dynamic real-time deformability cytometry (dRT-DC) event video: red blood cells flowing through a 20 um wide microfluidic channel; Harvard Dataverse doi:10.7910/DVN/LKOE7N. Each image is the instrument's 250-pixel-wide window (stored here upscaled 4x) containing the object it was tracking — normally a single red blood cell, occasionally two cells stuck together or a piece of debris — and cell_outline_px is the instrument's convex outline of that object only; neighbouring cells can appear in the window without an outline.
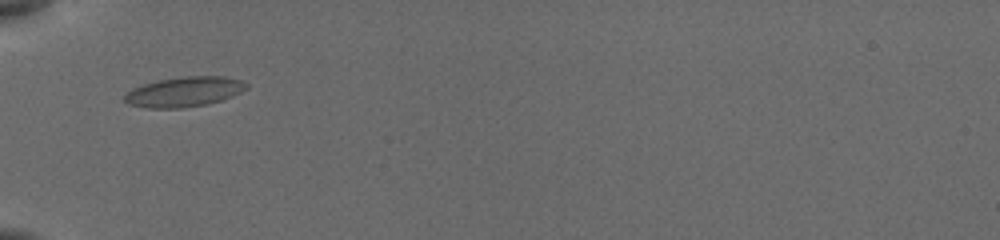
{"species": "common noctule bat (a hibernating species)", "species_latin": "Nyctalus noctula", "temperature_condition": "cold", "stored_images_in_passage": 6, "camera_frame_rate_fps": 3000, "um_per_image_px": 0.085, "animal": {"sex": "female", "body_mass_g": 19.5, "forearm_length_mm": 54.1}, "frame": {"image": 1, "passage_image": 2, "time_ms": 0.667, "image_size_px": [1000, 240], "cell_outline_px": [[248, 88], [232, 96], [208, 104], [180, 108], [148, 108], [128, 104], [124, 100], [124, 96], [132, 88], [156, 80], [184, 76], [224, 76], [240, 80], [248, 84]], "centroid_in_image_um": [15.65, 7.8], "position_along_channel_um": 69.3, "area_um2": 21.27}}
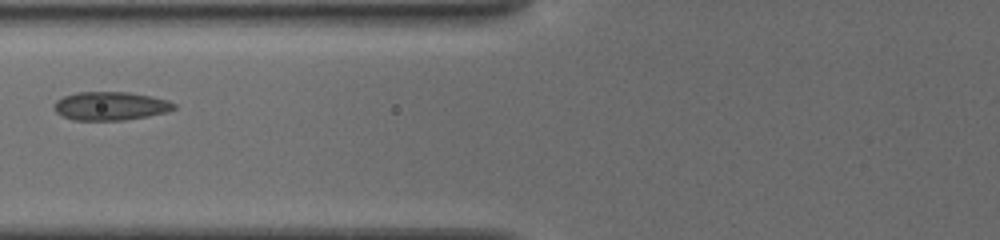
{"frame": {"image": 2, "passage_image": 4, "time_ms": 2.0, "image_size_px": [1000, 240], "cell_outline_px": [[176, 108], [168, 112], [148, 116], [124, 120], [76, 120], [64, 116], [56, 112], [56, 100], [64, 96], [76, 92], [128, 92], [152, 96], [168, 100], [176, 104]], "centroid_in_image_um": [9.45, 9.0], "position_along_channel_um": 116.4, "area_um2": 19.83}}
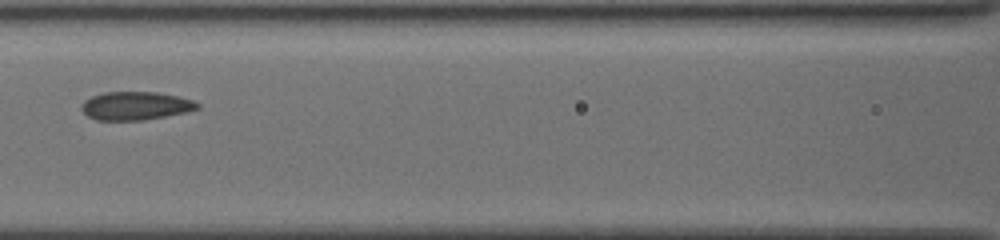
{"frame": {"image": 3, "passage_image": 5, "time_ms": 3.0, "image_size_px": [1000, 240], "cell_outline_px": [[200, 108], [184, 112], [144, 120], [96, 120], [88, 116], [80, 108], [84, 100], [92, 96], [104, 92], [160, 92], [192, 100], [200, 104]], "centroid_in_image_um": [11.5, 8.99], "position_along_channel_um": 155.1, "area_um2": 19.02}}